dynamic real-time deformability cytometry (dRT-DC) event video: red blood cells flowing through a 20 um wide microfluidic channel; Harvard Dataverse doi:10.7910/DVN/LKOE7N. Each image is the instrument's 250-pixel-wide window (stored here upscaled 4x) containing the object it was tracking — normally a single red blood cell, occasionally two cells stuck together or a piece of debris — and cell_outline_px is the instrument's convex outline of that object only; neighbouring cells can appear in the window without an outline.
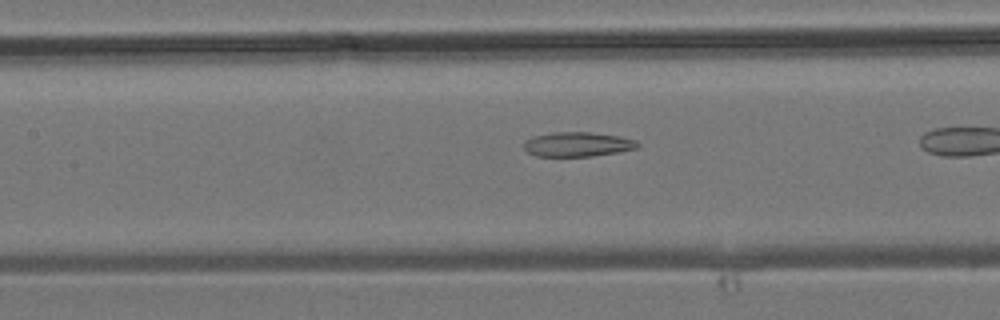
{"species": "common noctule bat (a hibernating species)", "species_latin": "Nyctalus noctula", "temperature_condition": "room temperature", "stored_images_in_passage": 25, "camera_frame_rate_fps": 3000, "um_per_image_px": 0.085, "animal": {"sex": "male", "body_mass_g": 19.2, "forearm_length_mm": 51.8}, "frame": {"image": 1, "passage_image": 11, "time_ms": 3.333, "image_size_px": [1000, 320], "cell_outline_px": [[640, 144], [636, 148], [620, 152], [592, 156], [536, 156], [528, 152], [524, 148], [524, 140], [532, 136], [552, 132], [588, 132], [620, 136], [636, 140]], "centroid_in_image_um": [49.08, 12.26], "position_along_channel_um": 158.3, "area_um2": 16.36}}